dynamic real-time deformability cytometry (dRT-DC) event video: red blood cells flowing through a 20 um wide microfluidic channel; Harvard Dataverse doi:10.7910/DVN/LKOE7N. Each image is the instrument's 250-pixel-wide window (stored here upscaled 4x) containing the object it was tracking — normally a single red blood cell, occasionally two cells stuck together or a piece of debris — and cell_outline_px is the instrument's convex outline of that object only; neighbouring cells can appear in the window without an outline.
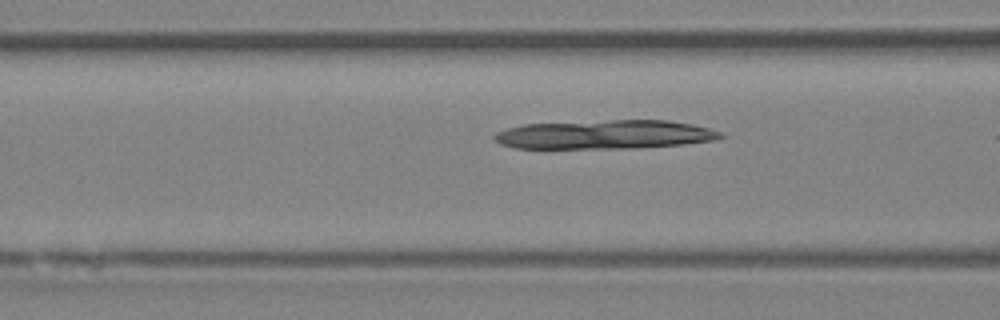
{"species": "Egyptian fruit bat (a non-hibernating species)", "species_latin": "Rousettus aegyptiacus", "temperature_condition": "room temperature", "stored_images_in_passage": 8, "camera_frame_rate_fps": 3000, "um_per_image_px": 0.085, "animal": {"sex": "female"}, "frame": {"image": 1, "passage_image": 6, "time_ms": 1.667, "image_size_px": [1000, 320], "cell_outline_px": [[724, 136], [716, 140], [684, 144], [636, 148], [512, 148], [500, 144], [492, 136], [496, 132], [508, 128], [524, 124], [612, 120], [668, 120], [692, 124], [708, 128], [720, 132]], "centroid_in_image_um": [51.4, 11.44], "position_along_channel_um": 115.2, "area_um2": 38.09}}